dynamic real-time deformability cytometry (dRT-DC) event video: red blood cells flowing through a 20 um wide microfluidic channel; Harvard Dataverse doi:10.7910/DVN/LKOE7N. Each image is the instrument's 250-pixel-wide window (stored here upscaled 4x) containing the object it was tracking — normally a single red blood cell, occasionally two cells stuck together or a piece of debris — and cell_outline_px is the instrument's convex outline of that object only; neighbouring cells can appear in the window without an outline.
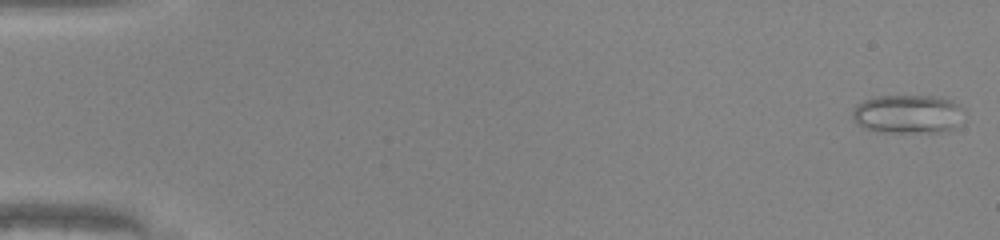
{"species": "common noctule bat (a hibernating species)", "species_latin": "Nyctalus noctula", "temperature_condition": "warm", "stored_images_in_passage": 49, "camera_frame_rate_fps": 3000, "um_per_image_px": 0.085, "animal": {"sex": "male", "body_mass_g": 20.0, "forearm_length_mm": 53.3}, "frame": {"image": 1, "passage_image": 1, "time_ms": 0.0, "image_size_px": [1000, 240], "cell_outline_px": [[968, 112], [964, 124], [956, 128], [944, 132], [880, 132], [864, 128], [856, 124], [852, 116], [852, 108], [856, 104], [872, 96], [940, 96], [952, 100], [964, 108]], "centroid_in_image_um": [77.27, 9.7], "position_along_channel_um": 7.7, "area_um2": 26.3}}
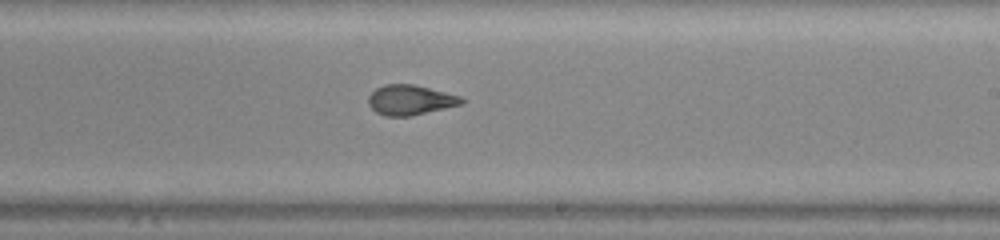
{"frame": {"image": 2, "passage_image": 30, "time_ms": 9.667, "image_size_px": [1000, 240], "cell_outline_px": [[464, 104], [408, 116], [384, 116], [376, 112], [368, 104], [368, 96], [376, 88], [384, 84], [412, 84], [460, 96], [464, 100]], "centroid_in_image_um": [34.84, 8.5], "position_along_channel_um": 254.2, "area_um2": 16.13}}
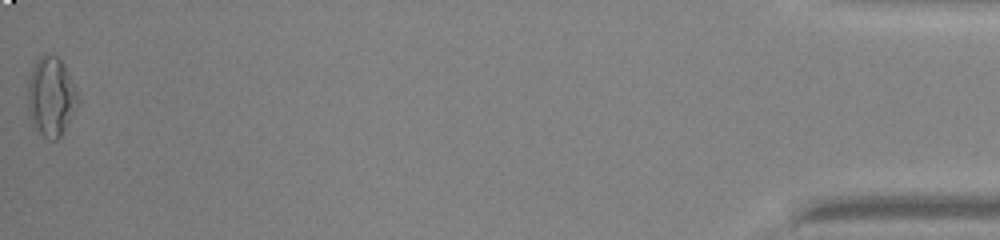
{"frame": {"image": 3, "passage_image": 49, "time_ms": 16.0, "image_size_px": [1000, 240], "cell_outline_px": [[80, 100], [60, 136], [56, 140], [52, 140], [44, 136], [32, 124], [28, 112], [28, 80], [32, 68], [36, 60], [40, 56], [48, 52], [56, 56], [64, 64], [68, 72]], "centroid_in_image_um": [4.32, 8.17], "position_along_channel_um": 430.9, "area_um2": 22.95}, "authors_computed_cell_mechanics": {"area_um2": 17.9758, "velocity_mm_per_s": 4.2533, "shape_relaxation_time_tau1_ms": 8.4308, "shape_relaxation_time_tau2_ms": 1.0008, "deformation_change_tau1": 0.2622, "deformation_change_tau2": 0.0851}}